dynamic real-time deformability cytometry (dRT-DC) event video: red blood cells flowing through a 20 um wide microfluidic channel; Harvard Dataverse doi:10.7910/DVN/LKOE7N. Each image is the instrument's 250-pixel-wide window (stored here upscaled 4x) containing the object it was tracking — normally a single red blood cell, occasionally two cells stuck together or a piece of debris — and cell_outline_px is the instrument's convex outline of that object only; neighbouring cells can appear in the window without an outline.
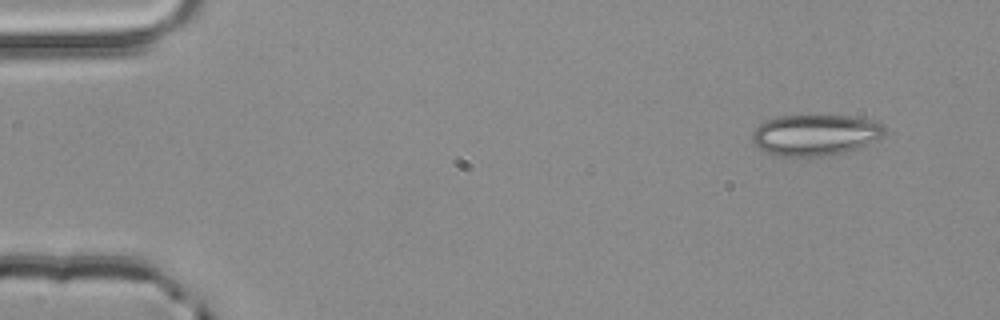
{"species": "common noctule bat (a hibernating species)", "species_latin": "Nyctalus noctula", "temperature_condition": "room temperature", "stored_images_in_passage": 3, "camera_frame_rate_fps": 3000, "um_per_image_px": 0.085, "animal": {"sex": "male", "body_mass_g": 20.4}, "frame": {"image": 1, "passage_image": 1, "time_ms": 0.0, "image_size_px": [1000, 320], "cell_outline_px": [[884, 136], [856, 148], [844, 152], [828, 156], [780, 156], [768, 152], [760, 148], [752, 140], [752, 132], [760, 124], [768, 120], [780, 116], [852, 116], [872, 120], [884, 124]], "centroid_in_image_um": [69.31, 11.47], "position_along_channel_um": 15.7, "area_um2": 31.33}}